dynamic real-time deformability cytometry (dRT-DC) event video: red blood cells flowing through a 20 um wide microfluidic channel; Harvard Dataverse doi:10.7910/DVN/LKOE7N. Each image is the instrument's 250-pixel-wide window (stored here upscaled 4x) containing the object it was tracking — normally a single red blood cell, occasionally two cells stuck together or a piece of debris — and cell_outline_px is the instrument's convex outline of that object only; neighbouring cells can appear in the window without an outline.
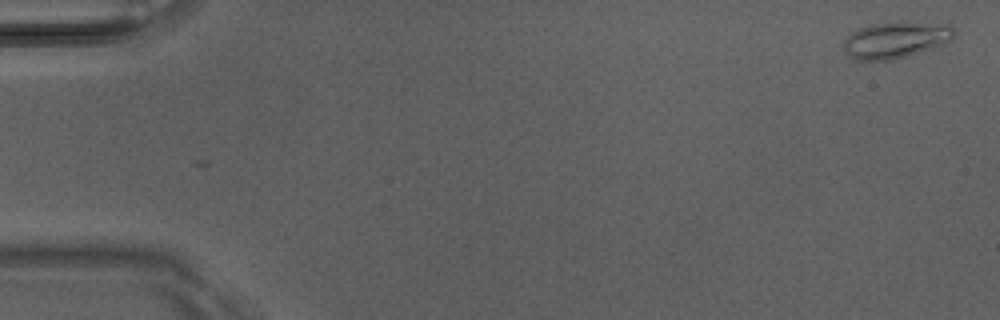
{"species": "Egyptian fruit bat (a non-hibernating species)", "species_latin": "Rousettus aegyptiacus", "temperature_condition": "room temperature", "stored_images_in_passage": 2, "camera_frame_rate_fps": 3000, "um_per_image_px": 0.085, "animal": {"sex": "male"}, "frame": {"image": 1, "passage_image": 2, "time_ms": 0.333, "image_size_px": [1000, 320], "cell_outline_px": [[956, 36], [952, 40], [944, 44], [908, 56], [888, 60], [856, 60], [848, 56], [844, 52], [844, 40], [852, 32], [860, 28], [872, 24], [908, 20], [948, 24], [956, 32]], "centroid_in_image_um": [76.18, 3.37], "position_along_channel_um": 8.8, "area_um2": 23.93}}